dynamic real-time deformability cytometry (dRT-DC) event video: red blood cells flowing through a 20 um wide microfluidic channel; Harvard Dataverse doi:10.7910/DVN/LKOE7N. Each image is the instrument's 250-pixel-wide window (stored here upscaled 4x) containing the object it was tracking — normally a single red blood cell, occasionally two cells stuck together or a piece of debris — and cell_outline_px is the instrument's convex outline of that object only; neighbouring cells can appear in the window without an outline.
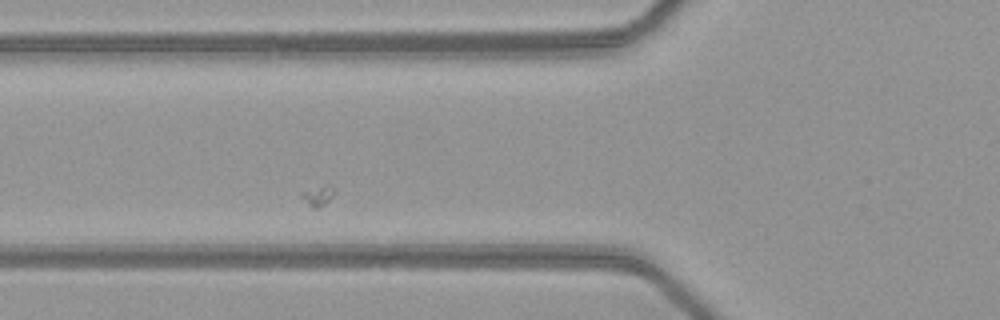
{"species": "common noctule bat (a hibernating species)", "species_latin": "Nyctalus noctula", "temperature_condition": "warm", "stored_images_in_passage": 3, "camera_frame_rate_fps": 3000, "um_per_image_px": 0.085, "animal": {"sex": "female", "body_mass_g": 21.9}, "frame": {"image": 1, "passage_image": 2, "time_ms": 0.333, "image_size_px": [1000, 320], "cell_outline_px": [[644, 276], [632, 276], [448, 268], [440, 264], [448, 256], [580, 256], [628, 268]], "centroid_in_image_um": [45.78, 22.5], "position_along_channel_um": 80.0, "area_um2": 19.42}}